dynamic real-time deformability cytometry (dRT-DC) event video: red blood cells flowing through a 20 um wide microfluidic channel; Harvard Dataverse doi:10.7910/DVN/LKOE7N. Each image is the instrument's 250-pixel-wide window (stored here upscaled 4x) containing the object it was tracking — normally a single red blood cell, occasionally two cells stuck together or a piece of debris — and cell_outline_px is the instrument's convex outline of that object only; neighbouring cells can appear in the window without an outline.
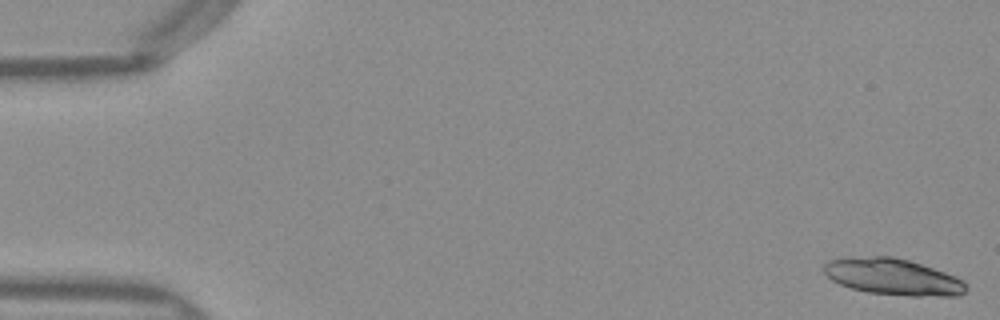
{"species": "Egyptian fruit bat (a non-hibernating species)", "species_latin": "Rousettus aegyptiacus", "temperature_condition": "warm", "stored_images_in_passage": 50, "segment_of_instrument_passage": [1, 2], "camera_frame_rate_fps": 3000, "um_per_image_px": 0.085, "frame": {"image": 1, "passage_image": 1, "time_ms": 0.0, "image_size_px": [1000, 320], "cell_outline_px": [[968, 288], [960, 296], [912, 296], [868, 292], [852, 288], [840, 284], [832, 280], [824, 272], [824, 264], [828, 260], [852, 256], [892, 256], [908, 260], [944, 272], [964, 280]], "centroid_in_image_um": [75.9, 23.52], "position_along_channel_um": 9.1, "area_um2": 30.17}}
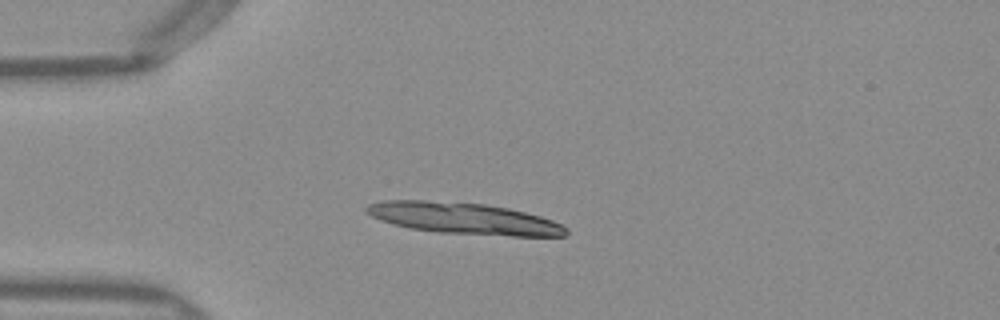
{"frame": {"image": 2, "passage_image": 13, "time_ms": 4.0, "image_size_px": [1000, 320], "cell_outline_px": [[568, 232], [564, 236], [512, 236], [436, 232], [412, 228], [380, 220], [372, 216], [364, 208], [368, 204], [384, 200], [424, 200], [484, 204], [508, 208], [540, 216], [552, 220], [568, 228]], "centroid_in_image_um": [39.44, 18.56], "position_along_channel_um": 45.6, "area_um2": 36.24}}